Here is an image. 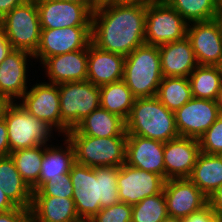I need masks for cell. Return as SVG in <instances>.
Masks as SVG:
<instances>
[{
  "label": "cell",
  "mask_w": 222,
  "mask_h": 222,
  "mask_svg": "<svg viewBox=\"0 0 222 222\" xmlns=\"http://www.w3.org/2000/svg\"><path fill=\"white\" fill-rule=\"evenodd\" d=\"M168 216L163 191L132 205L131 222H161Z\"/></svg>",
  "instance_id": "cell-33"
},
{
  "label": "cell",
  "mask_w": 222,
  "mask_h": 222,
  "mask_svg": "<svg viewBox=\"0 0 222 222\" xmlns=\"http://www.w3.org/2000/svg\"><path fill=\"white\" fill-rule=\"evenodd\" d=\"M163 193L168 216L183 219L208 204V197L189 178L165 180Z\"/></svg>",
  "instance_id": "cell-15"
},
{
  "label": "cell",
  "mask_w": 222,
  "mask_h": 222,
  "mask_svg": "<svg viewBox=\"0 0 222 222\" xmlns=\"http://www.w3.org/2000/svg\"><path fill=\"white\" fill-rule=\"evenodd\" d=\"M32 196L73 197V185L69 173L62 177L50 178Z\"/></svg>",
  "instance_id": "cell-34"
},
{
  "label": "cell",
  "mask_w": 222,
  "mask_h": 222,
  "mask_svg": "<svg viewBox=\"0 0 222 222\" xmlns=\"http://www.w3.org/2000/svg\"><path fill=\"white\" fill-rule=\"evenodd\" d=\"M127 135L167 142L179 137L175 114L155 97L136 98L125 121Z\"/></svg>",
  "instance_id": "cell-3"
},
{
  "label": "cell",
  "mask_w": 222,
  "mask_h": 222,
  "mask_svg": "<svg viewBox=\"0 0 222 222\" xmlns=\"http://www.w3.org/2000/svg\"><path fill=\"white\" fill-rule=\"evenodd\" d=\"M189 24L216 18L217 0H166Z\"/></svg>",
  "instance_id": "cell-32"
},
{
  "label": "cell",
  "mask_w": 222,
  "mask_h": 222,
  "mask_svg": "<svg viewBox=\"0 0 222 222\" xmlns=\"http://www.w3.org/2000/svg\"><path fill=\"white\" fill-rule=\"evenodd\" d=\"M8 133L10 153L20 149L46 145L52 136L53 127L38 120L17 102H10L4 116ZM49 138V139H48Z\"/></svg>",
  "instance_id": "cell-7"
},
{
  "label": "cell",
  "mask_w": 222,
  "mask_h": 222,
  "mask_svg": "<svg viewBox=\"0 0 222 222\" xmlns=\"http://www.w3.org/2000/svg\"><path fill=\"white\" fill-rule=\"evenodd\" d=\"M14 208H16V206L11 202L0 187V213L10 211Z\"/></svg>",
  "instance_id": "cell-43"
},
{
  "label": "cell",
  "mask_w": 222,
  "mask_h": 222,
  "mask_svg": "<svg viewBox=\"0 0 222 222\" xmlns=\"http://www.w3.org/2000/svg\"><path fill=\"white\" fill-rule=\"evenodd\" d=\"M41 29L91 26L92 12L85 6L63 0H36Z\"/></svg>",
  "instance_id": "cell-13"
},
{
  "label": "cell",
  "mask_w": 222,
  "mask_h": 222,
  "mask_svg": "<svg viewBox=\"0 0 222 222\" xmlns=\"http://www.w3.org/2000/svg\"><path fill=\"white\" fill-rule=\"evenodd\" d=\"M79 219L88 222L101 209L120 202L118 167H88L75 162L69 172Z\"/></svg>",
  "instance_id": "cell-2"
},
{
  "label": "cell",
  "mask_w": 222,
  "mask_h": 222,
  "mask_svg": "<svg viewBox=\"0 0 222 222\" xmlns=\"http://www.w3.org/2000/svg\"><path fill=\"white\" fill-rule=\"evenodd\" d=\"M30 222H82L73 198L32 196Z\"/></svg>",
  "instance_id": "cell-23"
},
{
  "label": "cell",
  "mask_w": 222,
  "mask_h": 222,
  "mask_svg": "<svg viewBox=\"0 0 222 222\" xmlns=\"http://www.w3.org/2000/svg\"><path fill=\"white\" fill-rule=\"evenodd\" d=\"M189 179L209 197L222 184V155L200 151Z\"/></svg>",
  "instance_id": "cell-27"
},
{
  "label": "cell",
  "mask_w": 222,
  "mask_h": 222,
  "mask_svg": "<svg viewBox=\"0 0 222 222\" xmlns=\"http://www.w3.org/2000/svg\"><path fill=\"white\" fill-rule=\"evenodd\" d=\"M10 155L7 127L4 118L0 121V158Z\"/></svg>",
  "instance_id": "cell-40"
},
{
  "label": "cell",
  "mask_w": 222,
  "mask_h": 222,
  "mask_svg": "<svg viewBox=\"0 0 222 222\" xmlns=\"http://www.w3.org/2000/svg\"><path fill=\"white\" fill-rule=\"evenodd\" d=\"M164 143L137 135H127L126 164L165 179Z\"/></svg>",
  "instance_id": "cell-18"
},
{
  "label": "cell",
  "mask_w": 222,
  "mask_h": 222,
  "mask_svg": "<svg viewBox=\"0 0 222 222\" xmlns=\"http://www.w3.org/2000/svg\"><path fill=\"white\" fill-rule=\"evenodd\" d=\"M163 77H186L198 66L191 42L183 39L158 46Z\"/></svg>",
  "instance_id": "cell-21"
},
{
  "label": "cell",
  "mask_w": 222,
  "mask_h": 222,
  "mask_svg": "<svg viewBox=\"0 0 222 222\" xmlns=\"http://www.w3.org/2000/svg\"><path fill=\"white\" fill-rule=\"evenodd\" d=\"M200 151L207 154L222 155V115L198 139Z\"/></svg>",
  "instance_id": "cell-35"
},
{
  "label": "cell",
  "mask_w": 222,
  "mask_h": 222,
  "mask_svg": "<svg viewBox=\"0 0 222 222\" xmlns=\"http://www.w3.org/2000/svg\"><path fill=\"white\" fill-rule=\"evenodd\" d=\"M99 88L100 107L126 121L136 99L126 83L121 80L99 86Z\"/></svg>",
  "instance_id": "cell-28"
},
{
  "label": "cell",
  "mask_w": 222,
  "mask_h": 222,
  "mask_svg": "<svg viewBox=\"0 0 222 222\" xmlns=\"http://www.w3.org/2000/svg\"><path fill=\"white\" fill-rule=\"evenodd\" d=\"M113 1H128V0H99V5L102 3L113 2Z\"/></svg>",
  "instance_id": "cell-49"
},
{
  "label": "cell",
  "mask_w": 222,
  "mask_h": 222,
  "mask_svg": "<svg viewBox=\"0 0 222 222\" xmlns=\"http://www.w3.org/2000/svg\"><path fill=\"white\" fill-rule=\"evenodd\" d=\"M183 222H222L217 214L207 204L202 209L191 213L188 217L183 218Z\"/></svg>",
  "instance_id": "cell-37"
},
{
  "label": "cell",
  "mask_w": 222,
  "mask_h": 222,
  "mask_svg": "<svg viewBox=\"0 0 222 222\" xmlns=\"http://www.w3.org/2000/svg\"><path fill=\"white\" fill-rule=\"evenodd\" d=\"M61 133L65 136L100 107V88L88 80L58 84Z\"/></svg>",
  "instance_id": "cell-6"
},
{
  "label": "cell",
  "mask_w": 222,
  "mask_h": 222,
  "mask_svg": "<svg viewBox=\"0 0 222 222\" xmlns=\"http://www.w3.org/2000/svg\"><path fill=\"white\" fill-rule=\"evenodd\" d=\"M188 79L193 98L216 101L222 86V67L198 65Z\"/></svg>",
  "instance_id": "cell-29"
},
{
  "label": "cell",
  "mask_w": 222,
  "mask_h": 222,
  "mask_svg": "<svg viewBox=\"0 0 222 222\" xmlns=\"http://www.w3.org/2000/svg\"><path fill=\"white\" fill-rule=\"evenodd\" d=\"M10 156L21 177L32 189L39 180L44 156V145L16 150L11 152Z\"/></svg>",
  "instance_id": "cell-31"
},
{
  "label": "cell",
  "mask_w": 222,
  "mask_h": 222,
  "mask_svg": "<svg viewBox=\"0 0 222 222\" xmlns=\"http://www.w3.org/2000/svg\"><path fill=\"white\" fill-rule=\"evenodd\" d=\"M179 136L199 139L219 117L216 101L192 98L175 112Z\"/></svg>",
  "instance_id": "cell-12"
},
{
  "label": "cell",
  "mask_w": 222,
  "mask_h": 222,
  "mask_svg": "<svg viewBox=\"0 0 222 222\" xmlns=\"http://www.w3.org/2000/svg\"><path fill=\"white\" fill-rule=\"evenodd\" d=\"M13 48L5 34L0 37V64L12 52Z\"/></svg>",
  "instance_id": "cell-42"
},
{
  "label": "cell",
  "mask_w": 222,
  "mask_h": 222,
  "mask_svg": "<svg viewBox=\"0 0 222 222\" xmlns=\"http://www.w3.org/2000/svg\"><path fill=\"white\" fill-rule=\"evenodd\" d=\"M4 34V29H3V22L2 19H0V37Z\"/></svg>",
  "instance_id": "cell-50"
},
{
  "label": "cell",
  "mask_w": 222,
  "mask_h": 222,
  "mask_svg": "<svg viewBox=\"0 0 222 222\" xmlns=\"http://www.w3.org/2000/svg\"><path fill=\"white\" fill-rule=\"evenodd\" d=\"M125 57L88 45L87 80L102 86L123 80Z\"/></svg>",
  "instance_id": "cell-22"
},
{
  "label": "cell",
  "mask_w": 222,
  "mask_h": 222,
  "mask_svg": "<svg viewBox=\"0 0 222 222\" xmlns=\"http://www.w3.org/2000/svg\"><path fill=\"white\" fill-rule=\"evenodd\" d=\"M85 5L92 13L99 6V0H63Z\"/></svg>",
  "instance_id": "cell-44"
},
{
  "label": "cell",
  "mask_w": 222,
  "mask_h": 222,
  "mask_svg": "<svg viewBox=\"0 0 222 222\" xmlns=\"http://www.w3.org/2000/svg\"><path fill=\"white\" fill-rule=\"evenodd\" d=\"M0 222H30V209L16 207L0 213Z\"/></svg>",
  "instance_id": "cell-38"
},
{
  "label": "cell",
  "mask_w": 222,
  "mask_h": 222,
  "mask_svg": "<svg viewBox=\"0 0 222 222\" xmlns=\"http://www.w3.org/2000/svg\"><path fill=\"white\" fill-rule=\"evenodd\" d=\"M156 97L168 110L175 112L193 98L189 79L163 77Z\"/></svg>",
  "instance_id": "cell-30"
},
{
  "label": "cell",
  "mask_w": 222,
  "mask_h": 222,
  "mask_svg": "<svg viewBox=\"0 0 222 222\" xmlns=\"http://www.w3.org/2000/svg\"><path fill=\"white\" fill-rule=\"evenodd\" d=\"M21 98L19 104L23 109L61 132L58 84L36 83Z\"/></svg>",
  "instance_id": "cell-16"
},
{
  "label": "cell",
  "mask_w": 222,
  "mask_h": 222,
  "mask_svg": "<svg viewBox=\"0 0 222 222\" xmlns=\"http://www.w3.org/2000/svg\"><path fill=\"white\" fill-rule=\"evenodd\" d=\"M65 138L72 143L75 162L79 164L94 168L126 163L127 137H93L71 129Z\"/></svg>",
  "instance_id": "cell-5"
},
{
  "label": "cell",
  "mask_w": 222,
  "mask_h": 222,
  "mask_svg": "<svg viewBox=\"0 0 222 222\" xmlns=\"http://www.w3.org/2000/svg\"><path fill=\"white\" fill-rule=\"evenodd\" d=\"M147 1L100 4L92 13L91 43L124 57L145 44Z\"/></svg>",
  "instance_id": "cell-1"
},
{
  "label": "cell",
  "mask_w": 222,
  "mask_h": 222,
  "mask_svg": "<svg viewBox=\"0 0 222 222\" xmlns=\"http://www.w3.org/2000/svg\"><path fill=\"white\" fill-rule=\"evenodd\" d=\"M66 148L62 146L52 147L44 145V156L41 164L38 183L32 188V191L38 190L50 178L62 177L63 174L71 171L75 163V153L72 143L67 139L64 140ZM51 146V147H50Z\"/></svg>",
  "instance_id": "cell-25"
},
{
  "label": "cell",
  "mask_w": 222,
  "mask_h": 222,
  "mask_svg": "<svg viewBox=\"0 0 222 222\" xmlns=\"http://www.w3.org/2000/svg\"><path fill=\"white\" fill-rule=\"evenodd\" d=\"M91 43V26L41 29L40 43L33 57L41 63L49 57L86 49Z\"/></svg>",
  "instance_id": "cell-10"
},
{
  "label": "cell",
  "mask_w": 222,
  "mask_h": 222,
  "mask_svg": "<svg viewBox=\"0 0 222 222\" xmlns=\"http://www.w3.org/2000/svg\"><path fill=\"white\" fill-rule=\"evenodd\" d=\"M33 54L25 50L13 49L0 64V97L15 102L27 92V58Z\"/></svg>",
  "instance_id": "cell-19"
},
{
  "label": "cell",
  "mask_w": 222,
  "mask_h": 222,
  "mask_svg": "<svg viewBox=\"0 0 222 222\" xmlns=\"http://www.w3.org/2000/svg\"><path fill=\"white\" fill-rule=\"evenodd\" d=\"M0 187L16 207L30 209L33 191L21 177L10 155L0 158Z\"/></svg>",
  "instance_id": "cell-26"
},
{
  "label": "cell",
  "mask_w": 222,
  "mask_h": 222,
  "mask_svg": "<svg viewBox=\"0 0 222 222\" xmlns=\"http://www.w3.org/2000/svg\"><path fill=\"white\" fill-rule=\"evenodd\" d=\"M42 64L46 68L49 83L85 81L87 80L88 47L46 58Z\"/></svg>",
  "instance_id": "cell-20"
},
{
  "label": "cell",
  "mask_w": 222,
  "mask_h": 222,
  "mask_svg": "<svg viewBox=\"0 0 222 222\" xmlns=\"http://www.w3.org/2000/svg\"><path fill=\"white\" fill-rule=\"evenodd\" d=\"M186 36L198 65H222V33L216 19L189 23Z\"/></svg>",
  "instance_id": "cell-14"
},
{
  "label": "cell",
  "mask_w": 222,
  "mask_h": 222,
  "mask_svg": "<svg viewBox=\"0 0 222 222\" xmlns=\"http://www.w3.org/2000/svg\"><path fill=\"white\" fill-rule=\"evenodd\" d=\"M217 22L220 25L221 33H222V10H217L216 18Z\"/></svg>",
  "instance_id": "cell-48"
},
{
  "label": "cell",
  "mask_w": 222,
  "mask_h": 222,
  "mask_svg": "<svg viewBox=\"0 0 222 222\" xmlns=\"http://www.w3.org/2000/svg\"><path fill=\"white\" fill-rule=\"evenodd\" d=\"M4 34L13 49L34 54L40 43L41 26L36 0L14 7L3 18Z\"/></svg>",
  "instance_id": "cell-8"
},
{
  "label": "cell",
  "mask_w": 222,
  "mask_h": 222,
  "mask_svg": "<svg viewBox=\"0 0 222 222\" xmlns=\"http://www.w3.org/2000/svg\"><path fill=\"white\" fill-rule=\"evenodd\" d=\"M161 222H183V219L173 216H167Z\"/></svg>",
  "instance_id": "cell-47"
},
{
  "label": "cell",
  "mask_w": 222,
  "mask_h": 222,
  "mask_svg": "<svg viewBox=\"0 0 222 222\" xmlns=\"http://www.w3.org/2000/svg\"><path fill=\"white\" fill-rule=\"evenodd\" d=\"M79 134L93 137H127L125 121L98 107L74 128Z\"/></svg>",
  "instance_id": "cell-24"
},
{
  "label": "cell",
  "mask_w": 222,
  "mask_h": 222,
  "mask_svg": "<svg viewBox=\"0 0 222 222\" xmlns=\"http://www.w3.org/2000/svg\"><path fill=\"white\" fill-rule=\"evenodd\" d=\"M162 79L158 46L144 44L125 57L123 81L135 98L155 97Z\"/></svg>",
  "instance_id": "cell-4"
},
{
  "label": "cell",
  "mask_w": 222,
  "mask_h": 222,
  "mask_svg": "<svg viewBox=\"0 0 222 222\" xmlns=\"http://www.w3.org/2000/svg\"><path fill=\"white\" fill-rule=\"evenodd\" d=\"M9 104L10 101L8 99L0 97V121L3 119L4 112Z\"/></svg>",
  "instance_id": "cell-45"
},
{
  "label": "cell",
  "mask_w": 222,
  "mask_h": 222,
  "mask_svg": "<svg viewBox=\"0 0 222 222\" xmlns=\"http://www.w3.org/2000/svg\"><path fill=\"white\" fill-rule=\"evenodd\" d=\"M208 204L222 220V184L208 197Z\"/></svg>",
  "instance_id": "cell-39"
},
{
  "label": "cell",
  "mask_w": 222,
  "mask_h": 222,
  "mask_svg": "<svg viewBox=\"0 0 222 222\" xmlns=\"http://www.w3.org/2000/svg\"><path fill=\"white\" fill-rule=\"evenodd\" d=\"M216 104L219 109V113L222 115V86L218 92L217 98H216Z\"/></svg>",
  "instance_id": "cell-46"
},
{
  "label": "cell",
  "mask_w": 222,
  "mask_h": 222,
  "mask_svg": "<svg viewBox=\"0 0 222 222\" xmlns=\"http://www.w3.org/2000/svg\"><path fill=\"white\" fill-rule=\"evenodd\" d=\"M188 23L166 0L147 1L145 44L160 46L183 39Z\"/></svg>",
  "instance_id": "cell-9"
},
{
  "label": "cell",
  "mask_w": 222,
  "mask_h": 222,
  "mask_svg": "<svg viewBox=\"0 0 222 222\" xmlns=\"http://www.w3.org/2000/svg\"><path fill=\"white\" fill-rule=\"evenodd\" d=\"M165 179L155 173L123 164L118 167L117 187L120 202L129 205L139 203L148 196L163 191Z\"/></svg>",
  "instance_id": "cell-11"
},
{
  "label": "cell",
  "mask_w": 222,
  "mask_h": 222,
  "mask_svg": "<svg viewBox=\"0 0 222 222\" xmlns=\"http://www.w3.org/2000/svg\"><path fill=\"white\" fill-rule=\"evenodd\" d=\"M27 0H0V19L9 13L14 7L20 6Z\"/></svg>",
  "instance_id": "cell-41"
},
{
  "label": "cell",
  "mask_w": 222,
  "mask_h": 222,
  "mask_svg": "<svg viewBox=\"0 0 222 222\" xmlns=\"http://www.w3.org/2000/svg\"><path fill=\"white\" fill-rule=\"evenodd\" d=\"M217 10H222V0H217Z\"/></svg>",
  "instance_id": "cell-51"
},
{
  "label": "cell",
  "mask_w": 222,
  "mask_h": 222,
  "mask_svg": "<svg viewBox=\"0 0 222 222\" xmlns=\"http://www.w3.org/2000/svg\"><path fill=\"white\" fill-rule=\"evenodd\" d=\"M132 205L119 202L101 209L88 222H131Z\"/></svg>",
  "instance_id": "cell-36"
},
{
  "label": "cell",
  "mask_w": 222,
  "mask_h": 222,
  "mask_svg": "<svg viewBox=\"0 0 222 222\" xmlns=\"http://www.w3.org/2000/svg\"><path fill=\"white\" fill-rule=\"evenodd\" d=\"M199 153V141L194 138L179 136L165 142V180L189 178Z\"/></svg>",
  "instance_id": "cell-17"
}]
</instances>
